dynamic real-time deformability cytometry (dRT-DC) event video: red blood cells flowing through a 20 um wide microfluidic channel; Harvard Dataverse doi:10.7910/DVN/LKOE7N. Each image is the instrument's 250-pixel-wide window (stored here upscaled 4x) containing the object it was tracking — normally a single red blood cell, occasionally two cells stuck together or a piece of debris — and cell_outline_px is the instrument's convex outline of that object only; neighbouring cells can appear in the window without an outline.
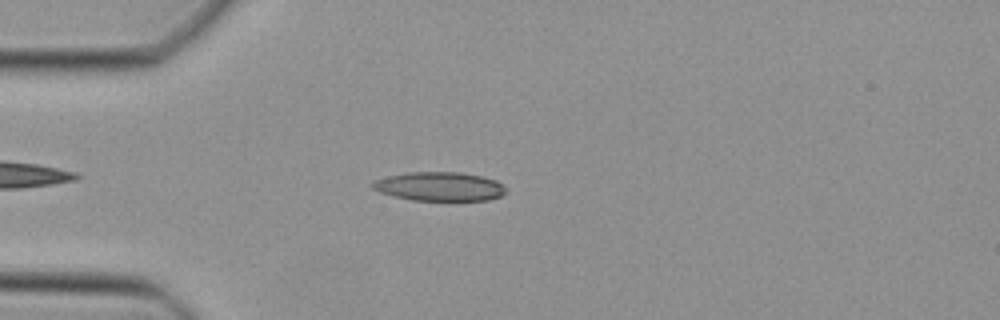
{"species": "Egyptian fruit bat (a non-hibernating species)", "species_latin": "Rousettus aegyptiacus", "temperature_condition": "cold", "stored_images_in_passage": 36, "camera_frame_rate_fps": 3000, "um_per_image_px": 0.085, "animal": {"sex": "female"}, "frame": {"image": 1, "passage_image": 5, "time_ms": 1.333, "image_size_px": [1000, 320], "cell_outline_px": [[504, 192], [500, 196], [488, 200], [412, 200], [380, 192], [372, 188], [368, 184], [372, 180], [388, 176], [408, 172], [460, 172], [480, 176], [496, 180], [504, 184]], "centroid_in_image_um": [37.32, 15.84], "position_along_channel_um": 47.7, "area_um2": 22.43}}
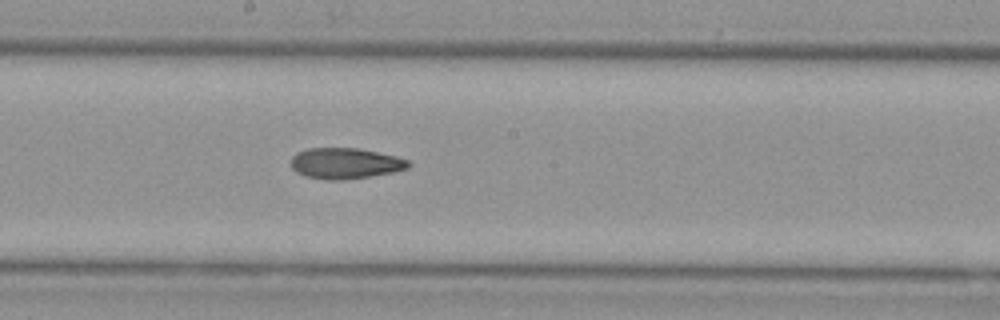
{"frame": {"image": 2, "passage_image": 18, "time_ms": 5.667, "image_size_px": [1000, 320], "cell_outline_px": [[412, 164], [408, 168], [392, 172], [368, 176], [340, 180], [328, 180], [304, 176], [296, 172], [292, 168], [292, 156], [296, 152], [308, 148], [356, 148], [396, 156], [408, 160]], "centroid_in_image_um": [29.32, 13.88], "position_along_channel_um": 218.9, "area_um2": 20.98}}
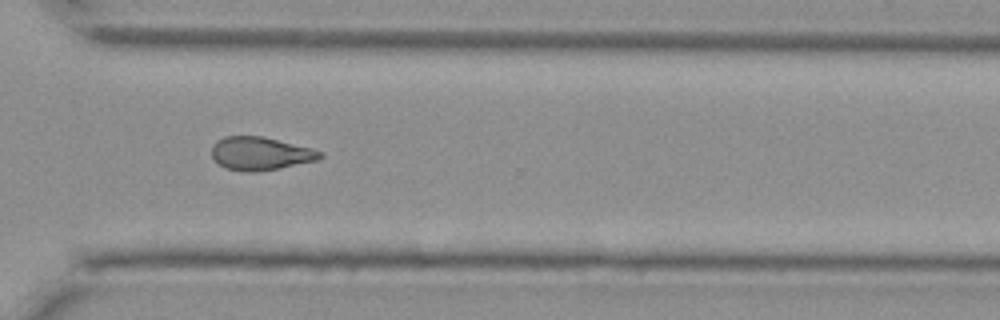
{"frame": {"image": 3, "passage_image": 27, "time_ms": 8.667, "image_size_px": [1000, 320], "cell_outline_px": [[324, 156], [316, 160], [280, 168], [256, 172], [248, 172], [224, 168], [212, 156], [212, 144], [216, 140], [224, 136], [264, 136], [312, 148], [324, 152]], "centroid_in_image_um": [22.14, 13.04], "position_along_channel_um": 348.5, "area_um2": 21.1}}